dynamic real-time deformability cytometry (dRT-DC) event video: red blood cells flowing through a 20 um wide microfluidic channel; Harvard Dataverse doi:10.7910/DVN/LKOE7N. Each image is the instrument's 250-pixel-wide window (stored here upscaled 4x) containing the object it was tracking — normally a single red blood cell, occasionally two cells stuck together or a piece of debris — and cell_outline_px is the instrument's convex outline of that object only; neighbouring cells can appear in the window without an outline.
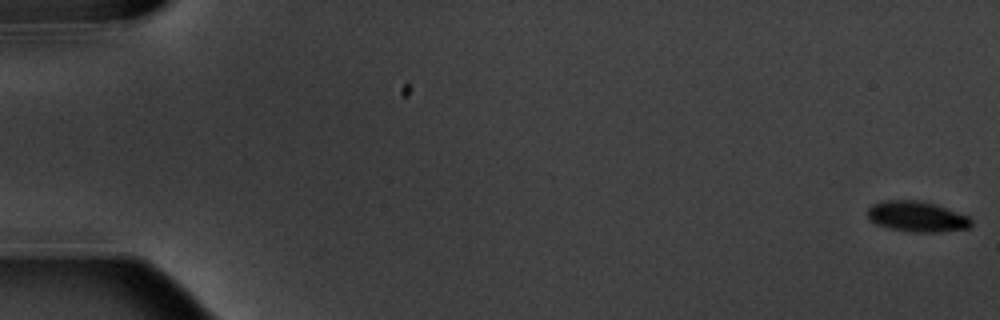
{"species": "common noctule bat (a hibernating species)", "species_latin": "Nyctalus noctula", "temperature_condition": "warm", "stored_images_in_passage": 7, "camera_frame_rate_fps": 3000, "um_per_image_px": 0.085, "animal": {"sex": "male", "body_mass_g": 20.1, "forearm_length_mm": 53.5}, "frame": {"image": 1, "passage_image": 1, "time_ms": 0.0, "image_size_px": [1000, 320], "cell_outline_px": [[972, 224], [968, 228], [936, 232], [912, 232], [888, 228], [876, 224], [868, 220], [868, 208], [872, 204], [884, 200], [916, 200], [936, 204], [968, 216], [972, 220]], "centroid_in_image_um": [77.91, 18.4], "position_along_channel_um": 7.1, "area_um2": 18.5}}
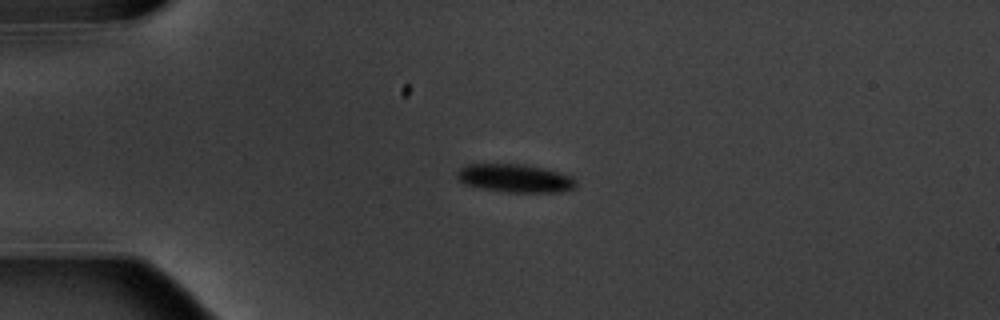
{"frame": {"image": 2, "passage_image": 5, "time_ms": 4.667, "image_size_px": [1000, 320], "cell_outline_px": [[576, 188], [560, 192], [508, 192], [484, 188], [464, 184], [456, 176], [456, 172], [464, 164], [524, 164], [548, 168], [572, 176], [576, 180]], "centroid_in_image_um": [43.82, 15.13], "position_along_channel_um": 41.2, "area_um2": 19.77}}